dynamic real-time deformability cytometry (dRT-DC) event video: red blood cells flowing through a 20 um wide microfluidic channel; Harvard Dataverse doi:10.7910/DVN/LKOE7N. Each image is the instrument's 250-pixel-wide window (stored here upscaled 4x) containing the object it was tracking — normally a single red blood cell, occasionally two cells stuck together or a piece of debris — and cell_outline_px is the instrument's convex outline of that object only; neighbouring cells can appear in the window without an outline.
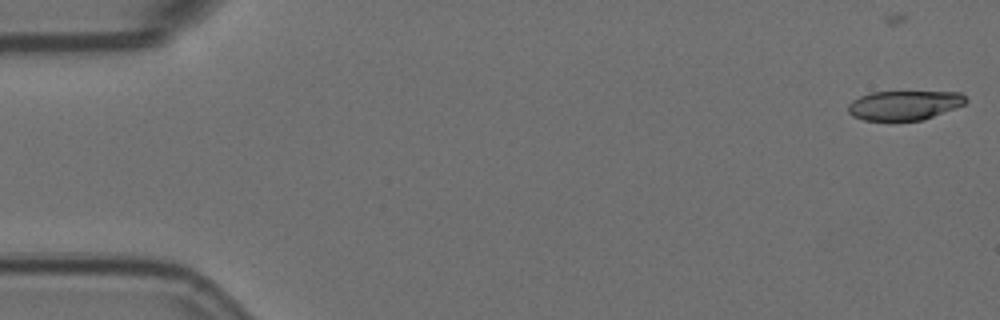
{"species": "Egyptian fruit bat (a non-hibernating species)", "species_latin": "Rousettus aegyptiacus", "temperature_condition": "room temperature", "stored_images_in_passage": 17, "camera_frame_rate_fps": 3000, "um_per_image_px": 0.085, "animal": {"sex": "female"}, "frame": {"image": 1, "passage_image": 1, "time_ms": 0.0, "image_size_px": [1000, 320], "cell_outline_px": [[968, 100], [964, 104], [924, 120], [864, 120], [852, 116], [848, 112], [848, 104], [852, 100], [860, 96], [872, 92], [960, 92]], "centroid_in_image_um": [76.84, 8.94], "position_along_channel_um": 8.2, "area_um2": 20.06}}
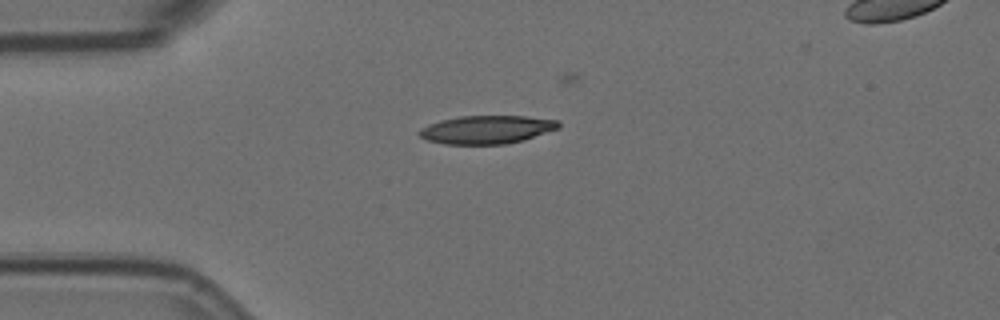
{"frame": {"image": 2, "passage_image": 14, "time_ms": 4.333, "image_size_px": [1000, 320], "cell_outline_px": [[560, 124], [556, 128], [524, 140], [504, 144], [444, 144], [428, 140], [420, 136], [416, 132], [420, 128], [428, 124], [440, 120], [460, 116], [528, 116], [560, 120]], "centroid_in_image_um": [41.33, 11.01], "position_along_channel_um": 43.7, "area_um2": 22.89}}